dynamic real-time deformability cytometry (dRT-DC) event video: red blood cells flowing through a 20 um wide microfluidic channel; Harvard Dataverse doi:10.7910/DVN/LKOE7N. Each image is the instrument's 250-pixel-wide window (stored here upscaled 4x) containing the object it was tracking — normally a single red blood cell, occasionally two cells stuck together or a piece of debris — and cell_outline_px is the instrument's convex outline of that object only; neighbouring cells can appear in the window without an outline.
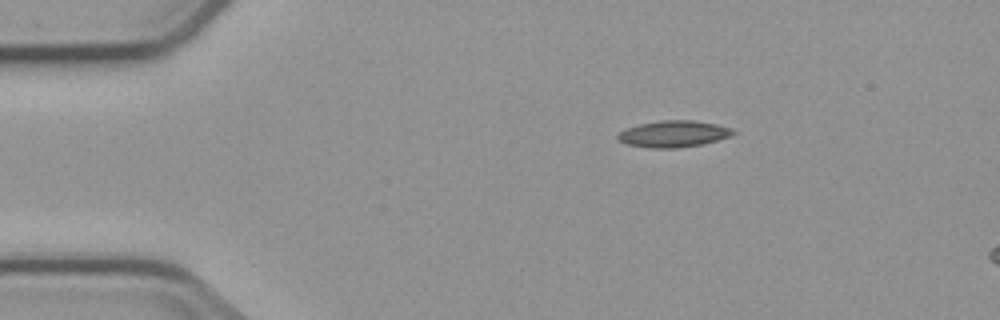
{"species": "common noctule bat (a hibernating species)", "species_latin": "Nyctalus noctula", "temperature_condition": "cold", "stored_images_in_passage": 6, "camera_frame_rate_fps": 3000, "um_per_image_px": 0.085, "animal": {"sex": "male", "body_mass_g": 23.1, "forearm_length_mm": 52.7}, "frame": {"image": 1, "passage_image": 6, "time_ms": 7.333, "image_size_px": [1000, 320], "cell_outline_px": [[736, 132], [732, 136], [700, 144], [676, 148], [652, 148], [628, 144], [616, 140], [616, 136], [620, 132], [628, 128], [640, 124], [660, 120], [692, 120], [716, 124], [732, 128]], "centroid_in_image_um": [57.25, 11.37], "position_along_channel_um": 27.7, "area_um2": 17.69}}